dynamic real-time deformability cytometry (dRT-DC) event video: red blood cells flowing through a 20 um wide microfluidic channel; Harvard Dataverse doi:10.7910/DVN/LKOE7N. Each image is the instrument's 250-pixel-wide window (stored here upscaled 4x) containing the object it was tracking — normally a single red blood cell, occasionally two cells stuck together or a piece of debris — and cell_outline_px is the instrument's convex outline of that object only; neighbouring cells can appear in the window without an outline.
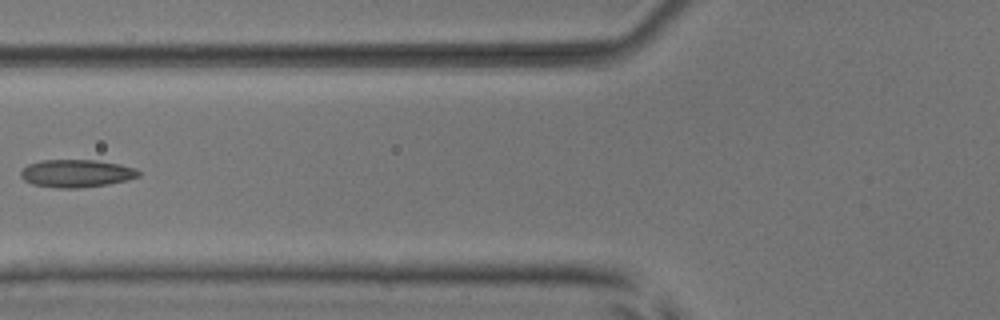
{"species": "common noctule bat (a hibernating species)", "species_latin": "Nyctalus noctula", "temperature_condition": "room temperature", "stored_images_in_passage": 6, "camera_frame_rate_fps": 3000, "um_per_image_px": 0.085, "animal": {"sex": "male", "body_mass_g": 17.9, "forearm_length_mm": 54.2}, "frame": {"image": 1, "passage_image": 5, "time_ms": 5.333, "image_size_px": [1000, 320], "cell_outline_px": [[140, 176], [128, 180], [108, 184], [80, 188], [56, 188], [32, 184], [24, 180], [20, 176], [20, 172], [28, 164], [40, 160], [96, 160], [120, 164], [136, 168], [140, 172]], "centroid_in_image_um": [6.5, 14.74], "position_along_channel_um": 119.3, "area_um2": 19.19}}
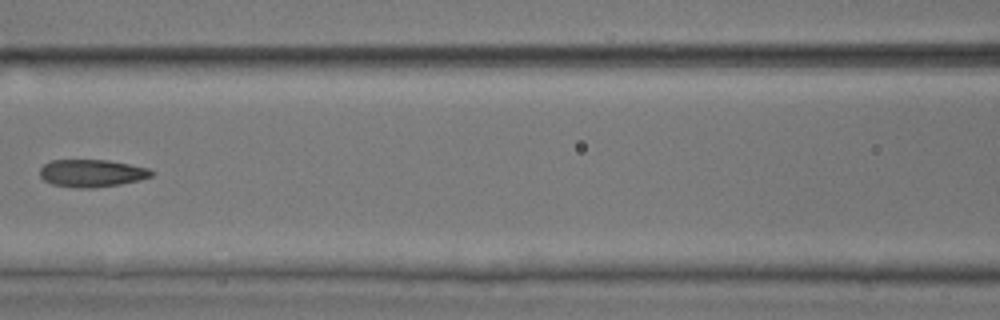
{"frame": {"image": 2, "passage_image": 6, "time_ms": 6.333, "image_size_px": [1000, 320], "cell_outline_px": [[156, 172], [152, 176], [140, 180], [120, 184], [96, 188], [76, 188], [52, 184], [44, 180], [40, 176], [40, 168], [44, 164], [52, 160], [108, 160], [148, 168]], "centroid_in_image_um": [7.81, 14.73], "position_along_channel_um": 158.8, "area_um2": 17.98}}